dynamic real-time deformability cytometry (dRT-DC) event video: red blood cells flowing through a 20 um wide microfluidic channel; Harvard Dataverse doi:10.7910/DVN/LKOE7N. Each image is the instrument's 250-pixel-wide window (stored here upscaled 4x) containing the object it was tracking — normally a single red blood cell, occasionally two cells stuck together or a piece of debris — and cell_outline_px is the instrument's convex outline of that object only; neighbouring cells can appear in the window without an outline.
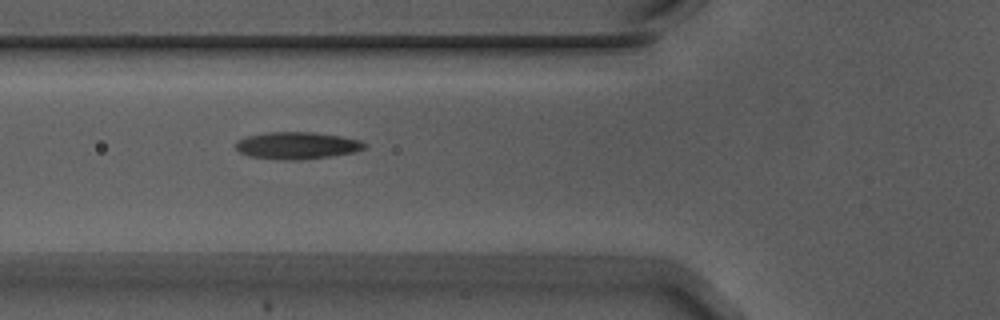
{"species": "Egyptian fruit bat (a non-hibernating species)", "species_latin": "Rousettus aegyptiacus", "temperature_condition": "warm", "stored_images_in_passage": 35, "camera_frame_rate_fps": 3000, "um_per_image_px": 0.085, "animal": {"sex": "male"}, "frame": {"image": 1, "passage_image": 6, "time_ms": 1.667, "image_size_px": [1000, 320], "cell_outline_px": [[368, 144], [364, 148], [356, 152], [332, 156], [296, 160], [280, 160], [248, 156], [240, 152], [236, 148], [236, 140], [248, 136], [264, 132], [316, 132], [340, 136], [360, 140]], "centroid_in_image_um": [25.25, 12.37], "position_along_channel_um": 100.5, "area_um2": 20.52}}
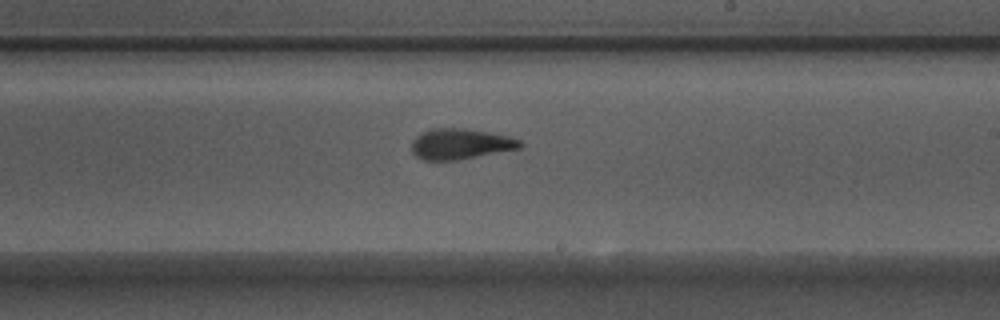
{"frame": {"image": 2, "passage_image": 18, "time_ms": 5.667, "image_size_px": [1000, 320], "cell_outline_px": [[524, 144], [520, 148], [456, 160], [424, 160], [416, 156], [412, 152], [412, 140], [420, 132], [432, 128], [464, 128], [488, 132], [508, 136], [520, 140]], "centroid_in_image_um": [39.11, 12.22], "position_along_channel_um": 249.9, "area_um2": 19.31}}
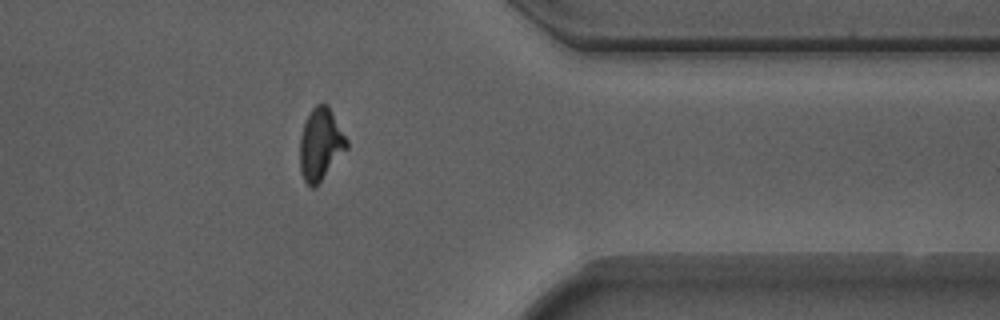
{"frame": {"image": 3, "passage_image": 30, "time_ms": 9.667, "image_size_px": [1000, 320], "cell_outline_px": [[348, 148], [316, 188], [312, 188], [304, 180], [300, 168], [300, 136], [304, 124], [312, 108], [316, 104], [328, 104], [348, 140]], "centroid_in_image_um": [27.26, 12.28], "position_along_channel_um": 384.1, "area_um2": 19.77}}